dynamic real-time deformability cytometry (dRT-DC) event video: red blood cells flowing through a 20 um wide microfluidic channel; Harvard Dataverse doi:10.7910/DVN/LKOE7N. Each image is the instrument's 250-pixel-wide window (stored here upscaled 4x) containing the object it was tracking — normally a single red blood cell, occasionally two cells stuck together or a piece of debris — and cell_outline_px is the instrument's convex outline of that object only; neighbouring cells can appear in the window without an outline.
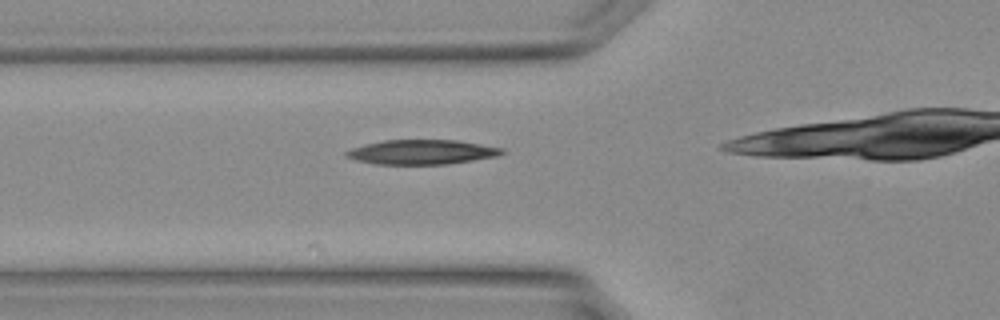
{"species": "Egyptian fruit bat (a non-hibernating species)", "species_latin": "Rousettus aegyptiacus", "temperature_condition": "warm", "stored_images_in_passage": 10, "camera_frame_rate_fps": 3000, "um_per_image_px": 0.085, "animal": {"sex": "female"}, "frame": {"image": 1, "passage_image": 6, "time_ms": 1.667, "image_size_px": [1000, 320], "cell_outline_px": [[504, 152], [496, 156], [448, 164], [376, 164], [356, 160], [344, 156], [344, 152], [352, 148], [364, 144], [384, 140], [456, 140], [504, 148]], "centroid_in_image_um": [35.81, 12.92], "position_along_channel_um": 90.0, "area_um2": 22.2}}
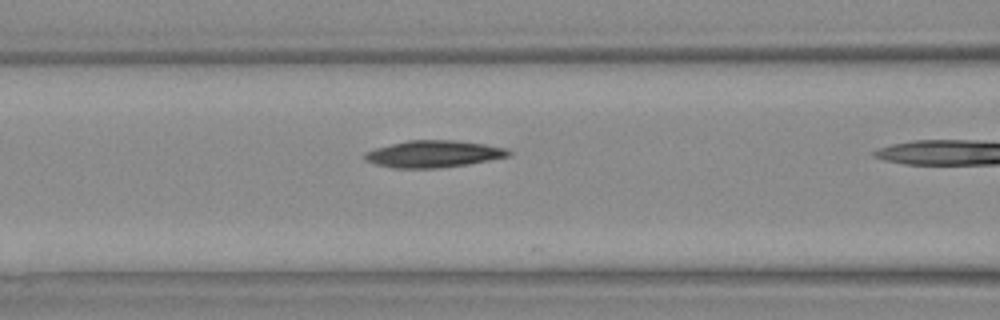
{"frame": {"image": 2, "passage_image": 8, "time_ms": 2.333, "image_size_px": [1000, 320], "cell_outline_px": [[512, 152], [508, 156], [468, 164], [440, 168], [392, 168], [376, 164], [364, 160], [364, 152], [376, 148], [408, 140], [452, 140], [484, 144], [508, 148]], "centroid_in_image_um": [36.84, 13.09], "position_along_channel_um": 129.8, "area_um2": 22.48}}